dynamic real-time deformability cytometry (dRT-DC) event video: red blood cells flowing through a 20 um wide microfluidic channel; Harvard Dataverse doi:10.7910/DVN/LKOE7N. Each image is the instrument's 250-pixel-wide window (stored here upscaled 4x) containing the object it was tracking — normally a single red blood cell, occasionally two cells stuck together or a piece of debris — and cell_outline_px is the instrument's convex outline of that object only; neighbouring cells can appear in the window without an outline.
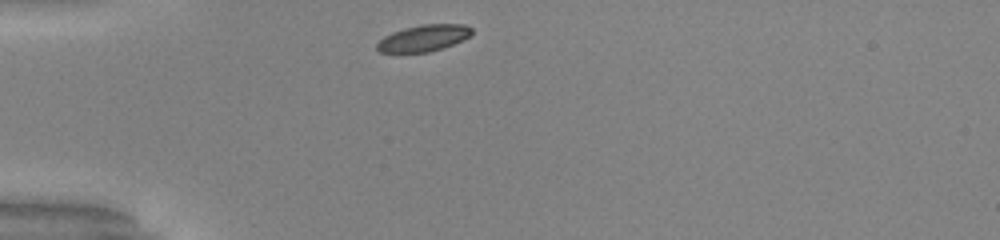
{"species": "common noctule bat (a hibernating species)", "species_latin": "Nyctalus noctula", "temperature_condition": "warm", "stored_images_in_passage": 30, "camera_frame_rate_fps": 3000, "um_per_image_px": 0.085, "animal": {"sex": "male", "body_mass_g": 20.0, "forearm_length_mm": 53.3}, "frame": {"image": 1, "passage_image": 1, "time_ms": 0.0, "image_size_px": [1000, 240], "cell_outline_px": [[472, 32], [468, 36], [452, 44], [428, 52], [380, 52], [376, 48], [376, 44], [384, 36], [392, 32], [404, 28], [420, 24], [464, 24], [472, 28]], "centroid_in_image_um": [35.97, 3.22], "position_along_channel_um": 49.0, "area_um2": 14.39}}
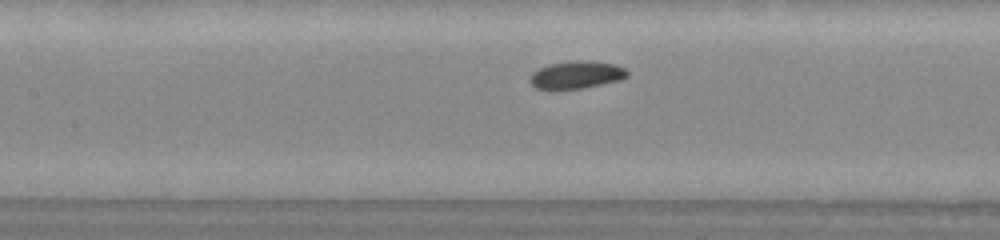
{"frame": {"image": 2, "passage_image": 11, "time_ms": 3.333, "image_size_px": [1000, 240], "cell_outline_px": [[628, 76], [620, 80], [580, 88], [552, 92], [536, 88], [528, 80], [532, 72], [548, 64], [572, 60], [592, 60], [616, 64], [624, 68], [628, 72]], "centroid_in_image_um": [48.94, 6.37], "position_along_channel_um": 158.5, "area_um2": 16.18}}
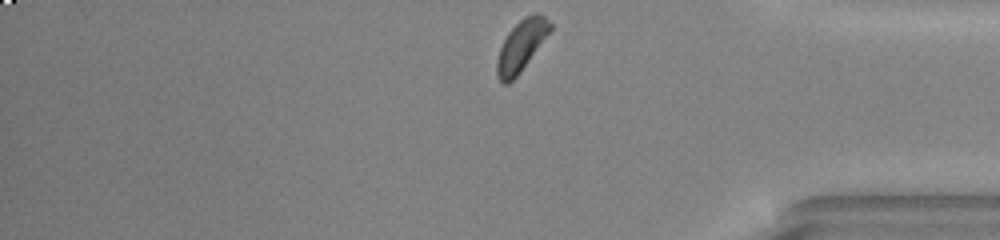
{"frame": {"image": 3, "passage_image": 30, "time_ms": 9.667, "image_size_px": [1000, 240], "cell_outline_px": [[552, 28], [520, 72], [508, 84], [504, 84], [500, 80], [496, 72], [496, 60], [500, 48], [508, 32], [524, 16], [532, 12], [540, 12], [552, 24]], "centroid_in_image_um": [44.3, 3.85], "position_along_channel_um": 390.9, "area_um2": 15.61}, "authors_computed_cell_mechanics": {"area_um2": 15.4615, "velocity_mm_per_s": 3.9221, "shape_relaxation_time_tau1_ms": 3.5977, "shape_relaxation_time_tau2_ms": null, "deformation_change_tau1": 0.1111, "deformation_change_tau2": null}}